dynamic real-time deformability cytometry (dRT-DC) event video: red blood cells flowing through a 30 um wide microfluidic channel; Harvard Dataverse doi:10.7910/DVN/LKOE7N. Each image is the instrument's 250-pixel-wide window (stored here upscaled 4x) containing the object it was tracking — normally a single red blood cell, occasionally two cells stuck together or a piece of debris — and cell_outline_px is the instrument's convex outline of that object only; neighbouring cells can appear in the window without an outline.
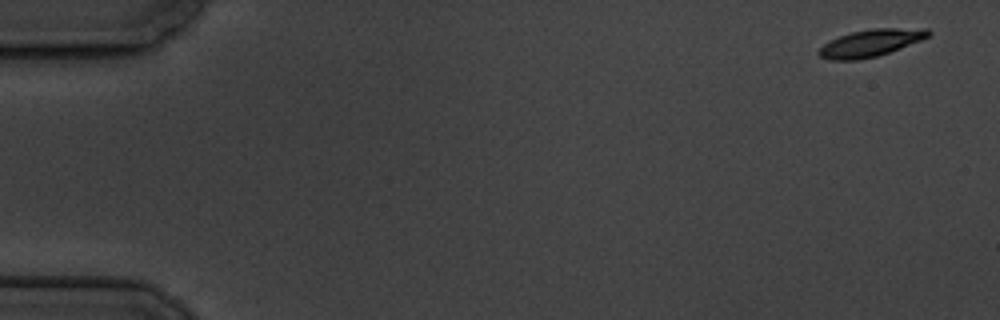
{"species": "common noctule bat (a hibernating species)", "species_latin": "Nyctalus noctula", "temperature_condition": "cold", "stored_images_in_passage": 5, "camera_frame_rate_fps": 3000, "um_per_image_px": 0.085, "animal": {"sex": "male", "body_mass_g": 19.5, "forearm_length_mm": 54.6}, "frame": {"image": 1, "passage_image": 1, "time_ms": 0.0, "image_size_px": [1000, 320], "cell_outline_px": [[932, 32], [928, 36], [920, 40], [900, 48], [876, 56], [856, 60], [832, 60], [820, 56], [816, 52], [824, 44], [840, 36], [852, 32], [872, 28], [928, 28]], "centroid_in_image_um": [74.02, 3.64], "position_along_channel_um": 11.0, "area_um2": 17.05}}
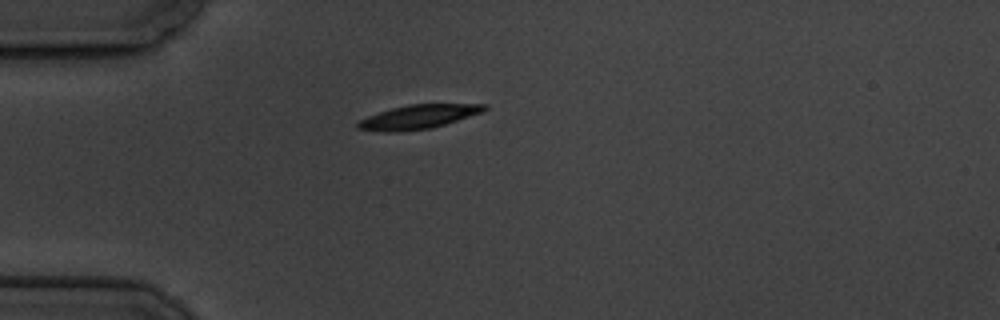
{"frame": {"image": 2, "passage_image": 5, "time_ms": 4.667, "image_size_px": [1000, 320], "cell_outline_px": [[488, 108], [484, 112], [444, 124], [428, 128], [400, 132], [384, 132], [356, 128], [356, 124], [360, 120], [368, 116], [392, 108], [408, 104], [488, 104]], "centroid_in_image_um": [35.57, 9.92], "position_along_channel_um": 49.4, "area_um2": 17.57}}